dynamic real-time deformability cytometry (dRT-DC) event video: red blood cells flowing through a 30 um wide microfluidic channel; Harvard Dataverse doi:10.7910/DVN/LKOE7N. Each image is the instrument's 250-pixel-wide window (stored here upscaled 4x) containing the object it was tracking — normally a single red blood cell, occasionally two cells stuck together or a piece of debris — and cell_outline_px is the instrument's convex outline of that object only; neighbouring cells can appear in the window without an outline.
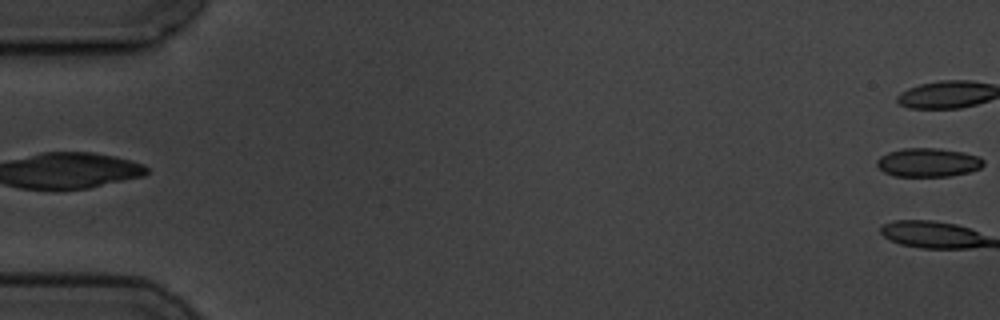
{"species": "common noctule bat (a hibernating species)", "species_latin": "Nyctalus noctula", "temperature_condition": "cold", "stored_images_in_passage": 4, "segment_of_instrument_passage": [2, 2], "camera_frame_rate_fps": 3000, "um_per_image_px": 0.085, "animal": {"sex": "male", "body_mass_g": 19.5, "forearm_length_mm": 54.6}, "frame": {"image": 1, "passage_image": 4, "time_ms": 3.667, "image_size_px": [1000, 320], "cell_outline_px": [[984, 164], [980, 168], [968, 172], [952, 176], [892, 176], [884, 172], [876, 164], [876, 160], [880, 156], [888, 152], [904, 148], [940, 148], [964, 152], [980, 156], [984, 160]], "centroid_in_image_um": [78.9, 13.8], "position_along_channel_um": 6.1, "area_um2": 18.03}}